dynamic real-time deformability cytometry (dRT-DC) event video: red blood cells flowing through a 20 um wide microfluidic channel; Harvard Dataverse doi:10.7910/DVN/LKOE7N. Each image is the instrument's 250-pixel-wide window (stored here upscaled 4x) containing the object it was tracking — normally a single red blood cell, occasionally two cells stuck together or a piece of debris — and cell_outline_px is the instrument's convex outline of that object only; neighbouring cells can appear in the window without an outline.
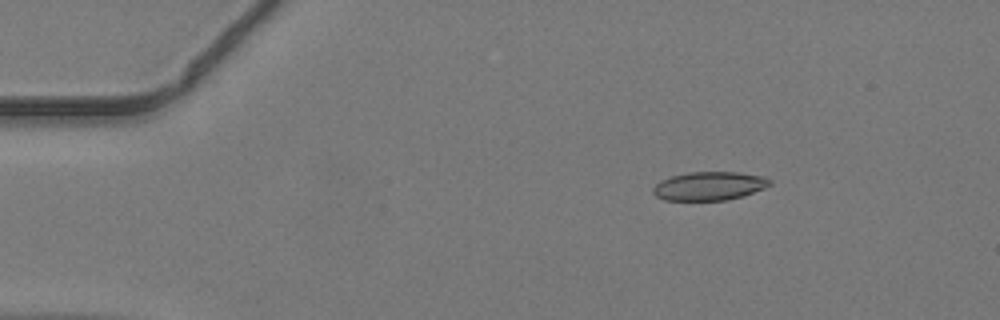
{"species": "common noctule bat (a hibernating species)", "species_latin": "Nyctalus noctula", "temperature_condition": "warm", "stored_images_in_passage": 19, "camera_frame_rate_fps": 3000, "um_per_image_px": 0.085, "animal": {"sex": "male", "body_mass_g": 19.2, "forearm_length_mm": 51.8}, "frame": {"image": 1, "passage_image": 8, "time_ms": 2.333, "image_size_px": [1000, 320], "cell_outline_px": [[772, 184], [764, 188], [744, 196], [728, 200], [664, 200], [656, 196], [652, 192], [652, 188], [660, 180], [672, 176], [688, 172], [736, 172], [764, 176], [772, 180]], "centroid_in_image_um": [60.3, 15.81], "position_along_channel_um": 24.7, "area_um2": 19.59}}
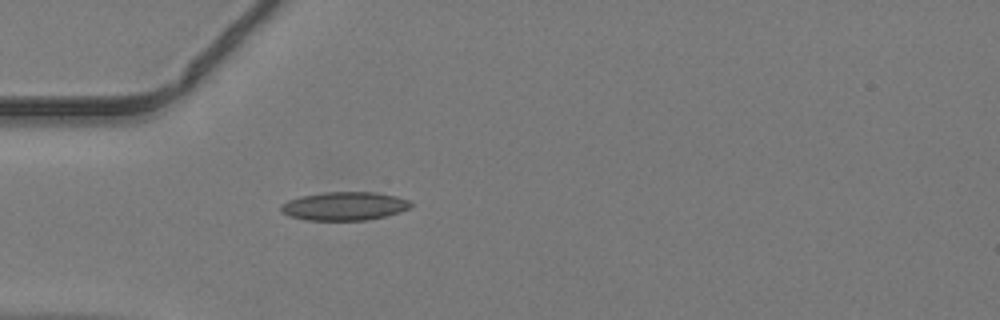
{"frame": {"image": 2, "passage_image": 15, "time_ms": 4.667, "image_size_px": [1000, 320], "cell_outline_px": [[412, 204], [408, 208], [400, 212], [368, 220], [308, 220], [288, 216], [280, 212], [280, 204], [288, 200], [300, 196], [324, 192], [376, 192], [396, 196], [408, 200]], "centroid_in_image_um": [29.22, 17.51], "position_along_channel_um": 55.8, "area_um2": 21.62}}
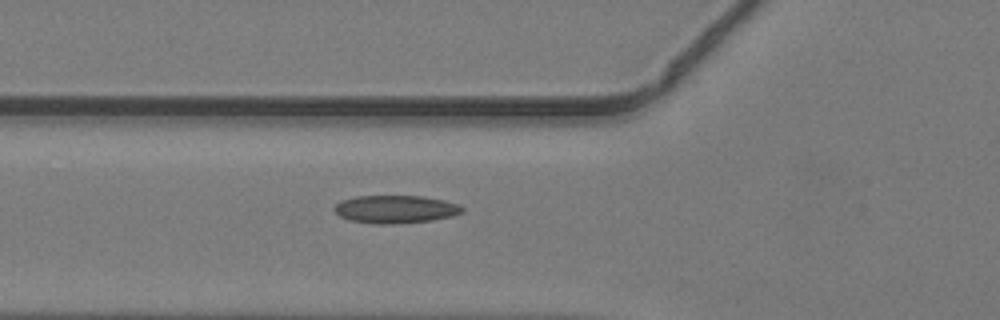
{"frame": {"image": 3, "passage_image": 18, "time_ms": 5.667, "image_size_px": [1000, 320], "cell_outline_px": [[464, 212], [452, 216], [432, 220], [396, 224], [372, 224], [348, 220], [340, 216], [332, 208], [340, 200], [356, 196], [420, 196], [444, 200], [460, 204], [464, 208]], "centroid_in_image_um": [33.61, 17.79], "position_along_channel_um": 92.2, "area_um2": 21.04}}